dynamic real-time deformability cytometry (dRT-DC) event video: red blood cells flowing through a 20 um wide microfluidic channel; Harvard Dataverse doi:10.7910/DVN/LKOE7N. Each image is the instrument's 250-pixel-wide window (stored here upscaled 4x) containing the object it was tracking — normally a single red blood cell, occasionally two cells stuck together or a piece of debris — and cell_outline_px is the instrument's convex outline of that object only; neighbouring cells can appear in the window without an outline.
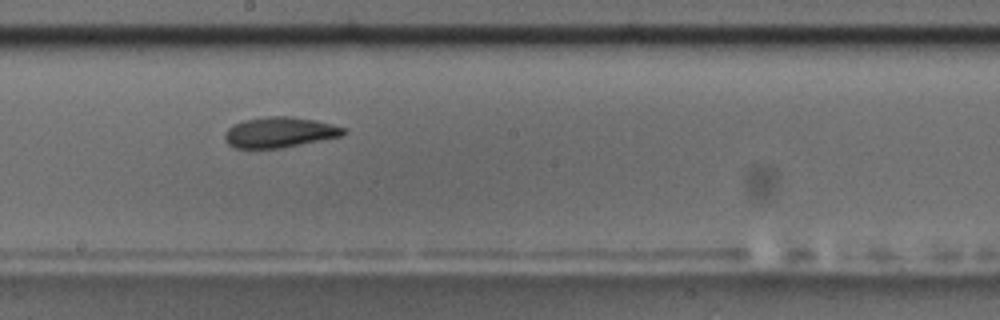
{"species": "common noctule bat (a hibernating species)", "species_latin": "Nyctalus noctula", "temperature_condition": "room temperature", "stored_images_in_passage": 12, "camera_frame_rate_fps": 3000, "um_per_image_px": 0.085, "animal": {"sex": "male", "body_mass_g": 17.5, "forearm_length_mm": 52.3}, "frame": {"image": 1, "passage_image": 6, "time_ms": 1.667, "image_size_px": [1000, 320], "cell_outline_px": [[348, 132], [340, 136], [280, 148], [236, 148], [228, 144], [224, 140], [224, 132], [232, 124], [244, 120], [268, 116], [292, 116], [316, 120], [332, 124], [344, 128]], "centroid_in_image_um": [23.72, 11.23], "position_along_channel_um": 224.5, "area_um2": 21.1}}
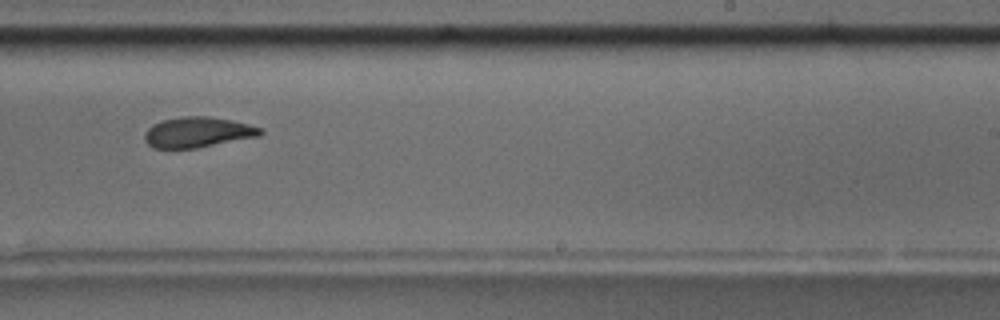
{"frame": {"image": 2, "passage_image": 7, "time_ms": 2.0, "image_size_px": [1000, 320], "cell_outline_px": [[264, 132], [260, 136], [196, 148], [152, 148], [144, 140], [144, 136], [148, 128], [152, 124], [160, 120], [184, 116], [208, 116], [232, 120], [264, 128]], "centroid_in_image_um": [16.81, 11.23], "position_along_channel_um": 272.2, "area_um2": 20.69}}